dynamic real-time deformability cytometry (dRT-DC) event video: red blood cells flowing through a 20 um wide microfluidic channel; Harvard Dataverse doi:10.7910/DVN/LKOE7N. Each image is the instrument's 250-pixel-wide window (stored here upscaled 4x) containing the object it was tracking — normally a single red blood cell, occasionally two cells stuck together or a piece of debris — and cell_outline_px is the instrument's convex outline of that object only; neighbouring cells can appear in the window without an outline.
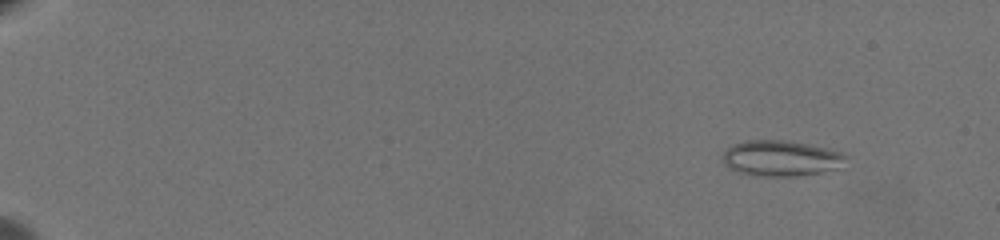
{"species": "common noctule bat (a hibernating species)", "species_latin": "Nyctalus noctula", "temperature_condition": "warm", "stored_images_in_passage": 65, "camera_frame_rate_fps": 3000, "um_per_image_px": 0.085, "animal": {"sex": "female", "body_mass_g": 19.5, "forearm_length_mm": 54.1}, "frame": {"image": 1, "passage_image": 8, "time_ms": 2.333, "image_size_px": [1000, 240], "cell_outline_px": [[848, 156], [840, 168], [824, 172], [796, 176], [752, 176], [728, 168], [724, 164], [724, 152], [732, 144], [748, 140], [784, 140], [808, 144], [828, 148], [844, 152]], "centroid_in_image_um": [66.42, 13.46], "position_along_channel_um": 18.6, "area_um2": 25.89}}
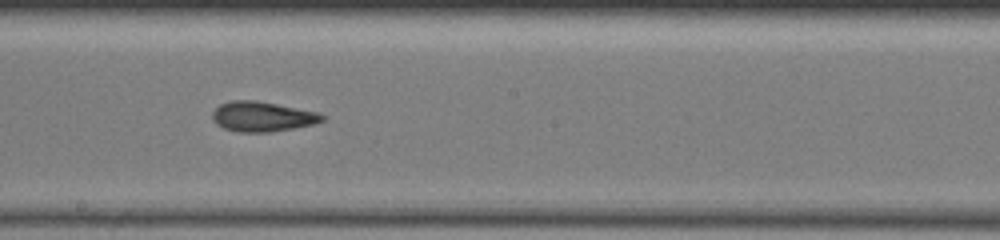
{"frame": {"image": 2, "passage_image": 41, "time_ms": 13.333, "image_size_px": [1000, 240], "cell_outline_px": [[324, 120], [316, 124], [272, 132], [236, 132], [224, 128], [216, 124], [212, 120], [212, 112], [220, 104], [232, 100], [256, 100], [320, 112], [324, 116]], "centroid_in_image_um": [22.31, 9.91], "position_along_channel_um": 225.9, "area_um2": 19.42}}
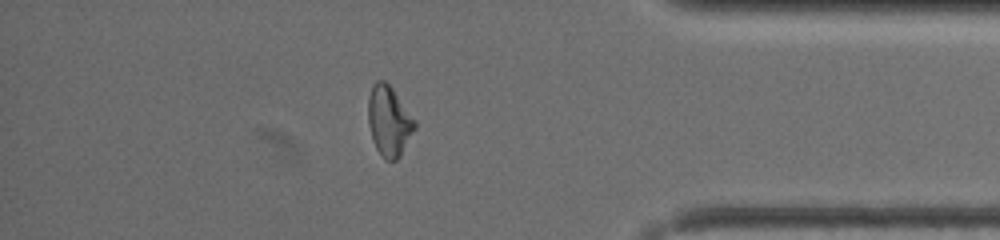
{"frame": {"image": 3, "passage_image": 58, "time_ms": 19.0, "image_size_px": [1000, 240], "cell_outline_px": [[416, 128], [400, 156], [396, 160], [384, 160], [376, 148], [372, 140], [368, 124], [368, 96], [372, 84], [376, 80], [384, 80], [392, 88], [416, 120]], "centroid_in_image_um": [33.06, 10.28], "position_along_channel_um": 402.1, "area_um2": 19.25}, "authors_computed_cell_mechanics": {"area_um2": 19.4786, "velocity_mm_per_s": 3.4496, "shape_relaxation_time_tau1_ms": 8.4017, "shape_relaxation_time_tau2_ms": 2.4111, "deformation_change_tau1": 0.2132, "deformation_change_tau2": 0.1027}}